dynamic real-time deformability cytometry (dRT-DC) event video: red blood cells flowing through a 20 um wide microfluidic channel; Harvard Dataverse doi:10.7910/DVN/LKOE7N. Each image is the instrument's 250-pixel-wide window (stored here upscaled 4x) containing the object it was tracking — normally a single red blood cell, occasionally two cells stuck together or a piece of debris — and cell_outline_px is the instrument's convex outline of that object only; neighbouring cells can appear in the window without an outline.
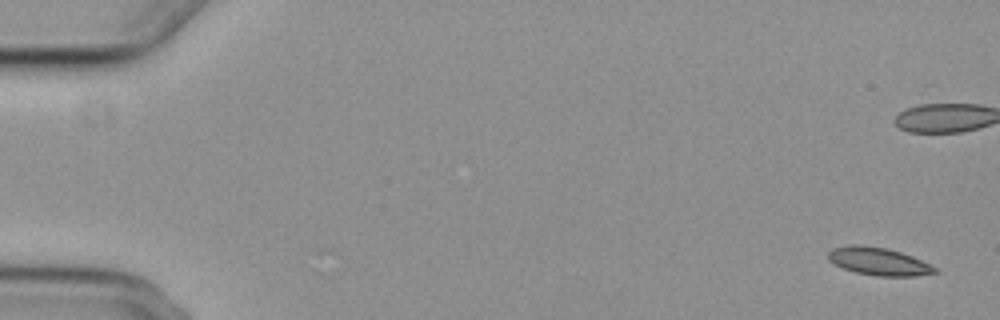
{"species": "common noctule bat (a hibernating species)", "species_latin": "Nyctalus noctula", "temperature_condition": "cold", "stored_images_in_passage": 7, "camera_frame_rate_fps": 3000, "um_per_image_px": 0.085, "animal": {"sex": "female", "body_mass_g": 29.2, "forearm_length_mm": 56.3}, "frame": {"image": 1, "passage_image": 1, "time_ms": 0.0, "image_size_px": [1000, 320], "cell_outline_px": [[940, 272], [916, 276], [876, 276], [856, 272], [844, 268], [828, 260], [828, 252], [832, 248], [848, 244], [860, 244], [888, 248], [912, 256], [936, 268]], "centroid_in_image_um": [74.66, 22.2], "position_along_channel_um": 10.3, "area_um2": 17.28}}
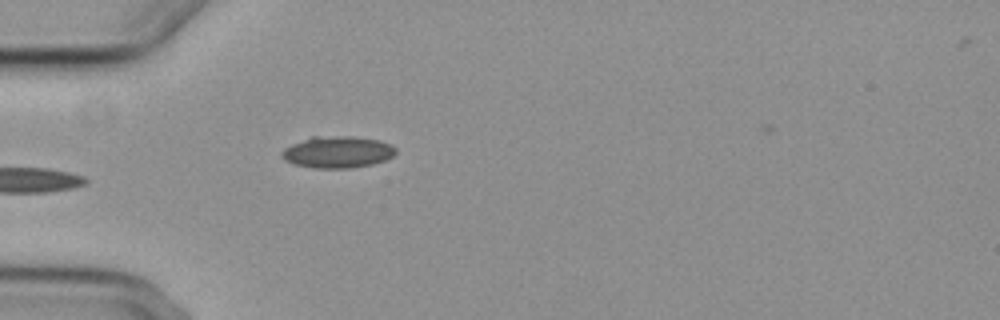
{"frame": {"image": 2, "passage_image": 6, "time_ms": 6.0, "image_size_px": [1000, 320], "cell_outline_px": [[396, 152], [392, 156], [384, 160], [372, 164], [352, 168], [312, 168], [296, 164], [284, 160], [280, 156], [280, 152], [284, 148], [292, 144], [312, 136], [352, 136], [380, 140], [392, 144], [396, 148]], "centroid_in_image_um": [28.69, 12.92], "position_along_channel_um": 56.3, "area_um2": 21.21}}